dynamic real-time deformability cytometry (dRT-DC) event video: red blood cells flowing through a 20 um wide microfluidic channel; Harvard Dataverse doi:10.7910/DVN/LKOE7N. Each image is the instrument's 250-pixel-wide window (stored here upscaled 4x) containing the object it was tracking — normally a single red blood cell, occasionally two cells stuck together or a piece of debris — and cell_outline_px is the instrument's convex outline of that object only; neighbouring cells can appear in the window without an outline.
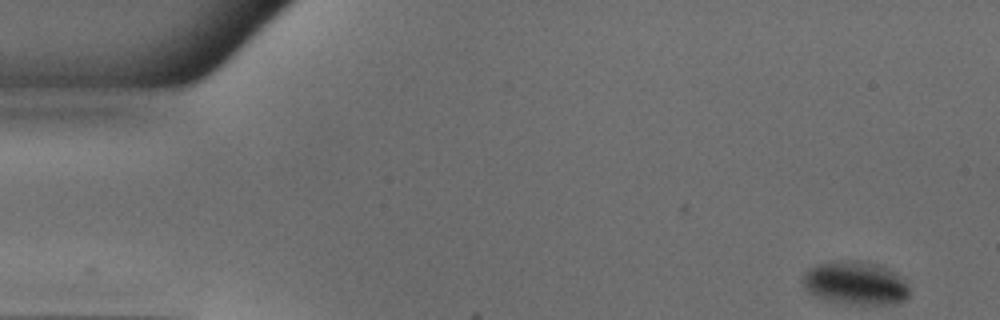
{"species": "common noctule bat (a hibernating species)", "species_latin": "Nyctalus noctula", "temperature_condition": "warm", "stored_images_in_passage": 49, "camera_frame_rate_fps": 3000, "um_per_image_px": 0.085, "animal": {"sex": "male", "body_mass_g": 18.8}, "frame": {"image": 1, "passage_image": 1, "time_ms": 0.0, "image_size_px": [1000, 320], "cell_outline_px": [[908, 296], [900, 304], [840, 304], [816, 296], [808, 292], [804, 288], [804, 272], [808, 268], [816, 264], [828, 260], [864, 260], [884, 264], [896, 272], [908, 284]], "centroid_in_image_um": [72.73, 24.03], "position_along_channel_um": 12.3, "area_um2": 27.8}}
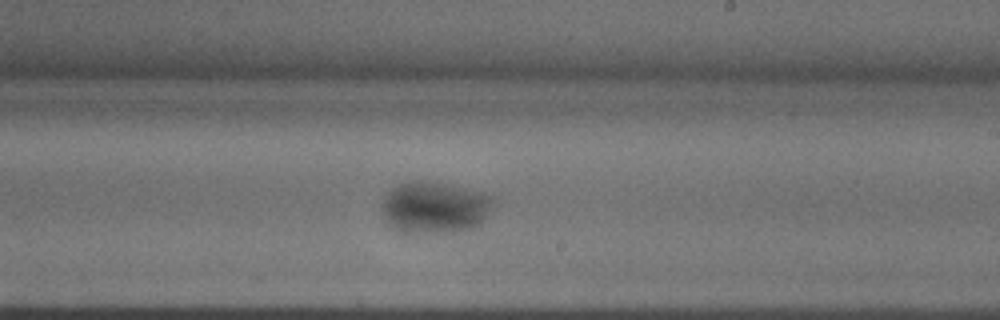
{"frame": {"image": 2, "passage_image": 28, "time_ms": 9.0, "image_size_px": [1000, 320], "cell_outline_px": [[496, 204], [476, 224], [468, 228], [452, 232], [400, 232], [388, 220], [384, 212], [384, 200], [388, 192], [392, 188], [400, 184], [416, 180], [444, 184], [496, 196]], "centroid_in_image_um": [36.99, 17.61], "position_along_channel_um": 252.0, "area_um2": 32.43}}
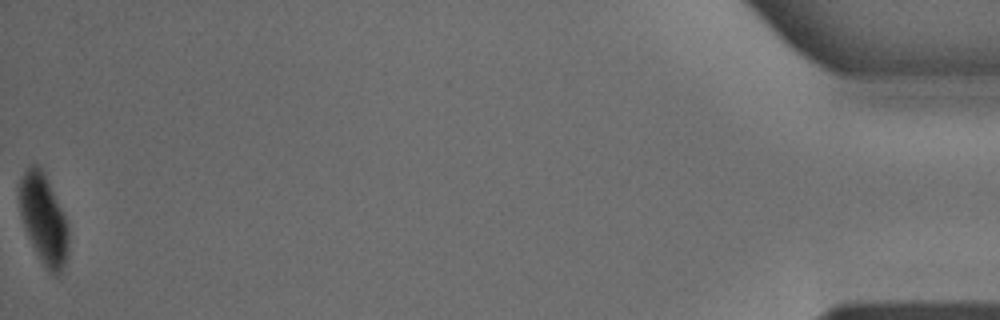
{"frame": {"image": 3, "passage_image": 49, "time_ms": 16.0, "image_size_px": [1000, 320], "cell_outline_px": [[68, 260], [60, 272], [56, 276], [52, 276], [48, 272], [36, 252], [24, 228], [20, 212], [20, 180], [24, 172], [32, 164], [36, 164], [44, 172], [64, 216], [68, 228]], "centroid_in_image_um": [3.72, 18.69], "position_along_channel_um": 431.5, "area_um2": 25.37}}